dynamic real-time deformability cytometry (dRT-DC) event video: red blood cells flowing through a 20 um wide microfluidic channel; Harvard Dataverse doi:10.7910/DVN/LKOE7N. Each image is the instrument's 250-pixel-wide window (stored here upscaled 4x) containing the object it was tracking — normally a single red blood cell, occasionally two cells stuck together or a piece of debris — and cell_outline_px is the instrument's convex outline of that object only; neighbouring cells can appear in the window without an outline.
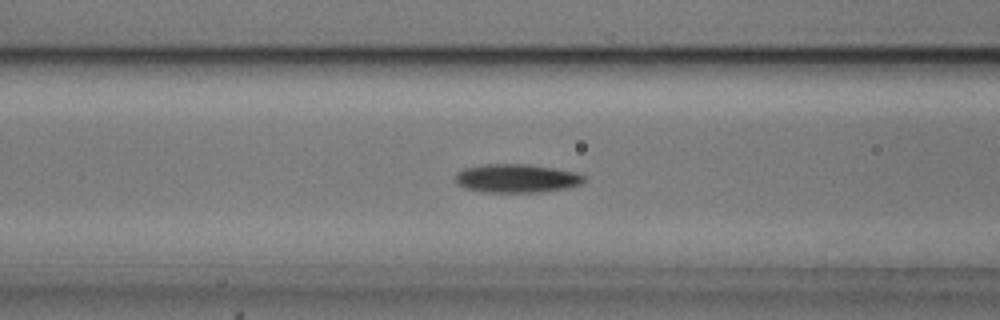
{"species": "common noctule bat (a hibernating species)", "species_latin": "Nyctalus noctula", "temperature_condition": "cold", "stored_images_in_passage": 55, "segment_of_instrument_passage": [1, 2], "camera_frame_rate_fps": 3000, "um_per_image_px": 0.085, "animal": {"sex": "male", "body_mass_g": 20.5, "forearm_length_mm": 52.5}, "frame": {"image": 1, "passage_image": 21, "time_ms": 6.667, "image_size_px": [1000, 320], "cell_outline_px": [[584, 180], [580, 184], [564, 188], [540, 192], [484, 192], [464, 188], [456, 184], [456, 172], [464, 168], [484, 164], [528, 164], [576, 172], [584, 176]], "centroid_in_image_um": [43.85, 15.16], "position_along_channel_um": 122.7, "area_um2": 21.33}}
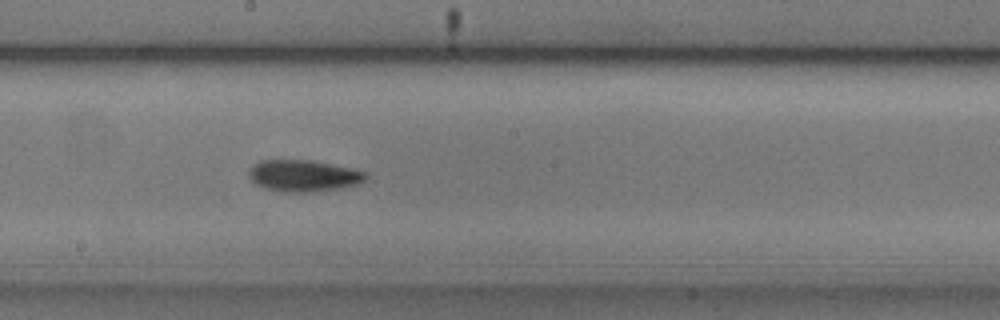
{"frame": {"image": 2, "passage_image": 29, "time_ms": 9.333, "image_size_px": [1000, 320], "cell_outline_px": [[368, 176], [364, 180], [356, 184], [340, 188], [308, 192], [280, 192], [264, 188], [256, 184], [248, 176], [248, 172], [252, 164], [260, 160], [312, 160], [368, 172]], "centroid_in_image_um": [25.76, 14.93], "position_along_channel_um": 222.4, "area_um2": 21.56}}
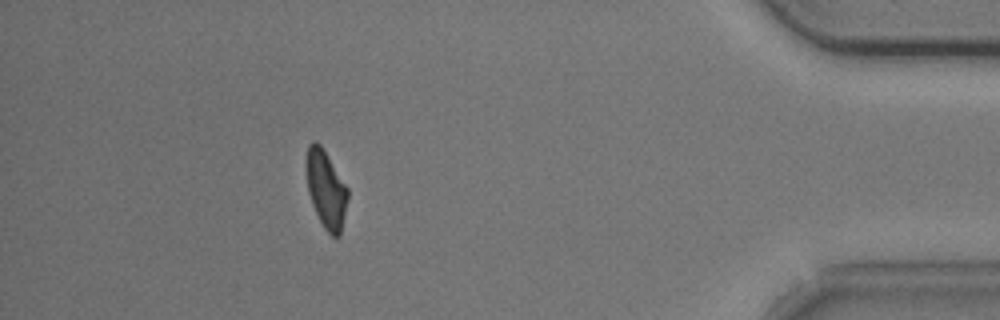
{"frame": {"image": 3, "passage_image": 48, "time_ms": 15.667, "image_size_px": [1000, 320], "cell_outline_px": [[348, 196], [340, 236], [332, 236], [324, 228], [312, 204], [308, 192], [304, 160], [308, 144], [312, 140], [316, 140], [320, 144], [348, 188]], "centroid_in_image_um": [27.67, 16.03], "position_along_channel_um": 407.5, "area_um2": 18.84}}